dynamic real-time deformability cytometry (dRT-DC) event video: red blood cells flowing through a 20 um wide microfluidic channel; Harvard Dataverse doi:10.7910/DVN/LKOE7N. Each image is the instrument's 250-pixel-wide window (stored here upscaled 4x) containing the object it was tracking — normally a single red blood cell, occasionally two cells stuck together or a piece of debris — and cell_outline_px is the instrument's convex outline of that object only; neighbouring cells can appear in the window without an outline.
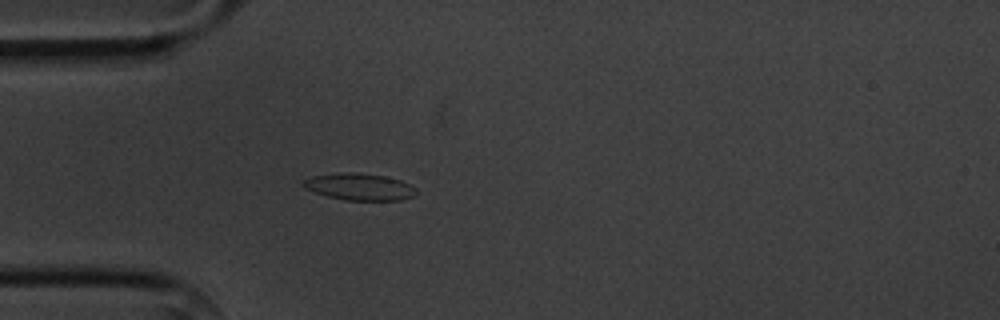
{"species": "common noctule bat (a hibernating species)", "species_latin": "Nyctalus noctula", "temperature_condition": "cold", "stored_images_in_passage": 3, "camera_frame_rate_fps": 3000, "um_per_image_px": 0.085, "animal": {"sex": "male", "body_mass_g": 20.1, "forearm_length_mm": 53.5}, "frame": {"image": 1, "passage_image": 3, "time_ms": 3.333, "image_size_px": [1000, 320], "cell_outline_px": [[416, 196], [400, 200], [344, 200], [328, 196], [304, 188], [300, 184], [304, 180], [312, 176], [344, 172], [384, 176], [400, 180], [416, 188]], "centroid_in_image_um": [30.55, 15.89], "position_along_channel_um": 54.4, "area_um2": 17.46}}